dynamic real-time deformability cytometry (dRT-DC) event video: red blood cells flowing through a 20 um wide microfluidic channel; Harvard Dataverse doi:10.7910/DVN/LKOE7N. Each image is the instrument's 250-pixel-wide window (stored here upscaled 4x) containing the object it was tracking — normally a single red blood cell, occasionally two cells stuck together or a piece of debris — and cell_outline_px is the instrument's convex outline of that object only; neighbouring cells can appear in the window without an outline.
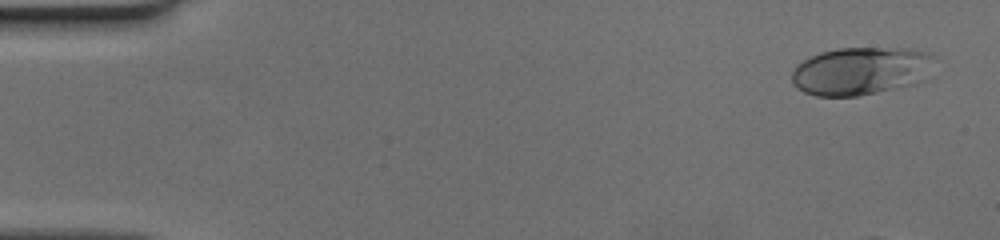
{"species": "human", "species_latin": "Homo sapiens", "temperature_condition": "cold", "stored_images_in_passage": 14, "camera_frame_rate_fps": 3000, "um_per_image_px": 0.085, "donor": {"sex": "female"}, "frame": {"image": 1, "passage_image": 3, "time_ms": 0.667, "image_size_px": [1000, 240], "cell_outline_px": [[932, 56], [928, 80], [916, 84], [856, 96], [816, 96], [804, 92], [796, 88], [792, 84], [792, 72], [796, 64], [820, 52], [840, 48], [908, 48], [924, 52]], "centroid_in_image_um": [73.15, 6.04], "position_along_channel_um": 11.8, "area_um2": 39.94}}